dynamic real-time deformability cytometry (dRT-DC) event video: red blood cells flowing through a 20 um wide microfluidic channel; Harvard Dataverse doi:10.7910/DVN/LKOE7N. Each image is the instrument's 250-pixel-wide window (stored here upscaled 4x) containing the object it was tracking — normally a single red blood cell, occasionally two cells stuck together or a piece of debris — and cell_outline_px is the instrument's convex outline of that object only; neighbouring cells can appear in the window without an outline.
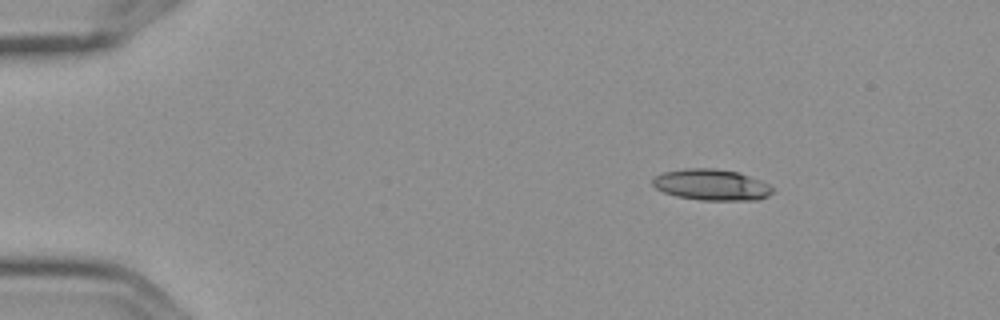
{"species": "Egyptian fruit bat (a non-hibernating species)", "species_latin": "Rousettus aegyptiacus", "temperature_condition": "cold", "stored_images_in_passage": 4, "camera_frame_rate_fps": 3000, "um_per_image_px": 0.085, "frame": {"image": 1, "passage_image": 2, "time_ms": 0.333, "image_size_px": [1000, 320], "cell_outline_px": [[772, 192], [768, 196], [756, 200], [700, 200], [676, 196], [664, 192], [656, 188], [652, 184], [652, 180], [656, 176], [664, 172], [688, 168], [716, 168], [740, 172], [760, 180], [768, 184], [772, 188]], "centroid_in_image_um": [60.48, 15.7], "position_along_channel_um": 24.5, "area_um2": 21.73}}
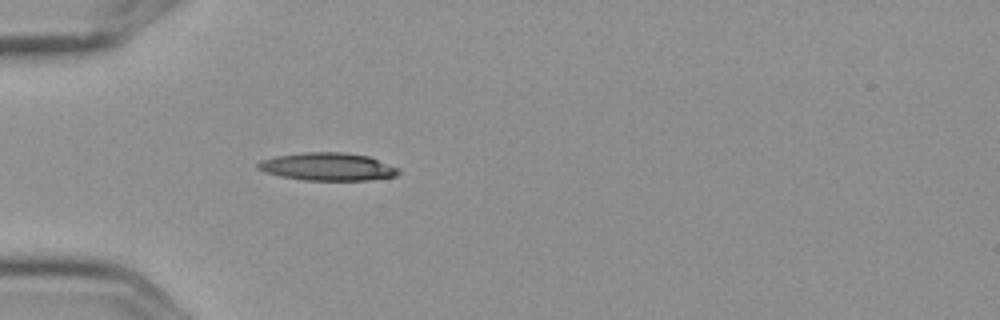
{"frame": {"image": 2, "passage_image": 4, "time_ms": 1.0, "image_size_px": [1000, 320], "cell_outline_px": [[400, 172], [396, 176], [368, 180], [304, 180], [280, 176], [264, 172], [256, 168], [256, 164], [260, 160], [276, 156], [304, 152], [344, 152], [368, 156], [400, 168]], "centroid_in_image_um": [27.84, 14.17], "position_along_channel_um": 57.2, "area_um2": 22.89}}